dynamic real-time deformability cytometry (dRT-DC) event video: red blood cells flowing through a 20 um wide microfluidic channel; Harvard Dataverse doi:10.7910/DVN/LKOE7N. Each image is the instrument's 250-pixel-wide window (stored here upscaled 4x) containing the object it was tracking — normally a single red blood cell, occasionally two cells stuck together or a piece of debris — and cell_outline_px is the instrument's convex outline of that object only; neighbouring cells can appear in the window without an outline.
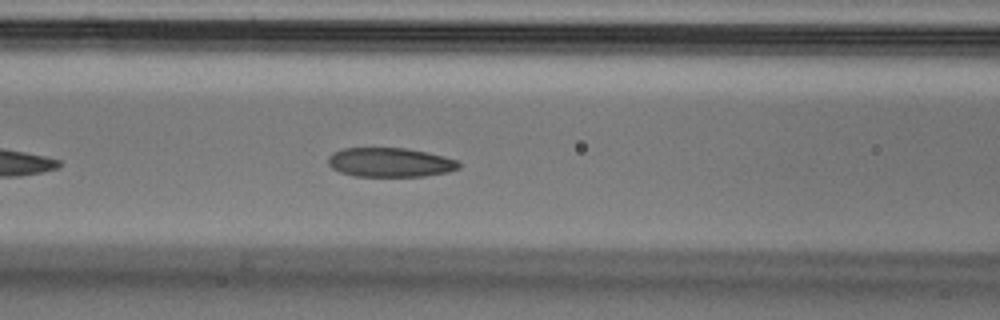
{"species": "Egyptian fruit bat (a non-hibernating species)", "species_latin": "Rousettus aegyptiacus", "temperature_condition": "cold", "stored_images_in_passage": 21, "camera_frame_rate_fps": 3000, "um_per_image_px": 0.085, "animal": {"sex": "male"}, "frame": {"image": 1, "passage_image": 10, "time_ms": 3.0, "image_size_px": [1000, 320], "cell_outline_px": [[460, 168], [448, 172], [424, 176], [356, 176], [340, 172], [332, 168], [328, 164], [328, 156], [332, 152], [344, 148], [404, 148], [428, 152], [444, 156], [456, 160], [460, 164]], "centroid_in_image_um": [33.15, 13.8], "position_along_channel_um": 133.5, "area_um2": 22.31}}
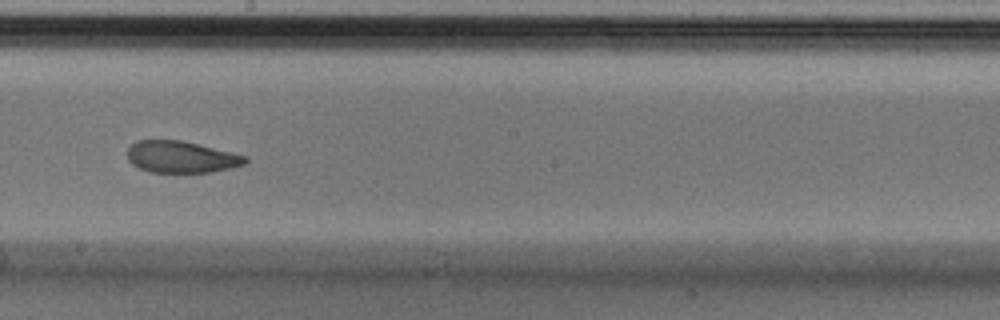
{"frame": {"image": 2, "passage_image": 18, "time_ms": 5.667, "image_size_px": [1000, 320], "cell_outline_px": [[248, 164], [232, 168], [212, 172], [152, 172], [140, 168], [132, 164], [128, 160], [128, 148], [136, 140], [180, 140], [232, 152], [248, 156]], "centroid_in_image_um": [15.45, 13.34], "position_along_channel_um": 232.8, "area_um2": 21.85}}